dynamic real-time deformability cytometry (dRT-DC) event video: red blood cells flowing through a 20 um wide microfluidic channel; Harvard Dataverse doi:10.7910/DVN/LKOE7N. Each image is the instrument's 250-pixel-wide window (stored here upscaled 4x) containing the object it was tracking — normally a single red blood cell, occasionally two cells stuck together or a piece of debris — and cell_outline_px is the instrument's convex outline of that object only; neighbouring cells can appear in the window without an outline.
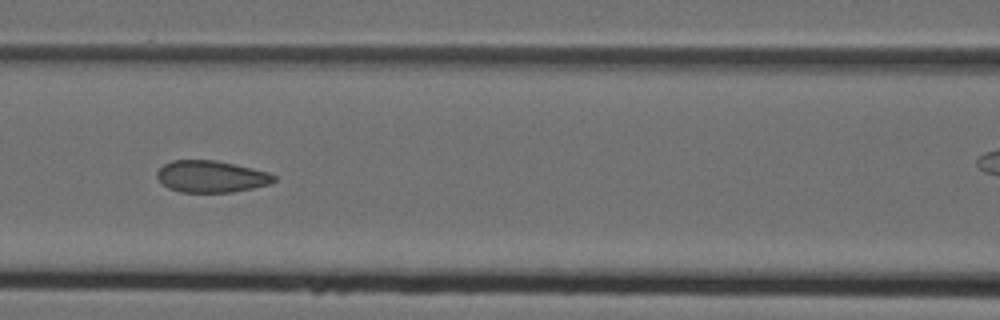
{"species": "Egyptian fruit bat (a non-hibernating species)", "species_latin": "Rousettus aegyptiacus", "temperature_condition": "cold", "stored_images_in_passage": 9, "camera_frame_rate_fps": 3000, "um_per_image_px": 0.085, "animal": {"sex": "female"}, "frame": {"image": 1, "passage_image": 6, "time_ms": 1.667, "image_size_px": [1000, 320], "cell_outline_px": [[276, 180], [268, 184], [252, 188], [232, 192], [180, 192], [168, 188], [156, 176], [156, 172], [164, 164], [172, 160], [216, 160], [268, 172], [276, 176]], "centroid_in_image_um": [17.93, 15.0], "position_along_channel_um": 148.7, "area_um2": 21.5}}
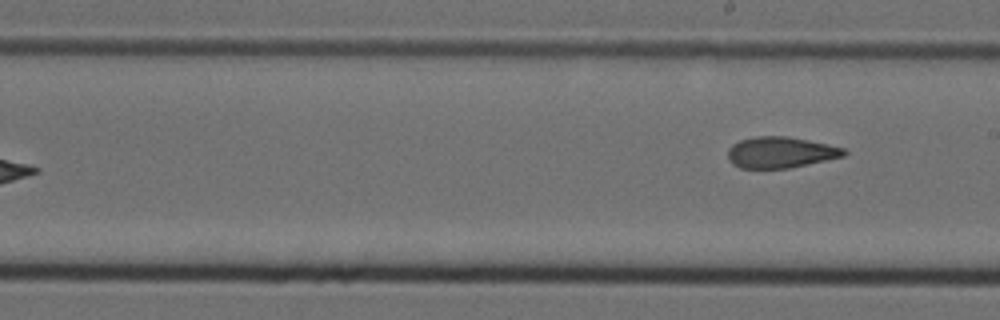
{"frame": {"image": 2, "passage_image": 9, "time_ms": 2.667, "image_size_px": [1000, 320], "cell_outline_px": [[848, 152], [844, 156], [788, 168], [740, 168], [732, 164], [728, 160], [728, 148], [732, 144], [740, 140], [756, 136], [788, 136], [828, 144], [844, 148]], "centroid_in_image_um": [66.32, 12.94], "position_along_channel_um": 222.7, "area_um2": 21.04}}